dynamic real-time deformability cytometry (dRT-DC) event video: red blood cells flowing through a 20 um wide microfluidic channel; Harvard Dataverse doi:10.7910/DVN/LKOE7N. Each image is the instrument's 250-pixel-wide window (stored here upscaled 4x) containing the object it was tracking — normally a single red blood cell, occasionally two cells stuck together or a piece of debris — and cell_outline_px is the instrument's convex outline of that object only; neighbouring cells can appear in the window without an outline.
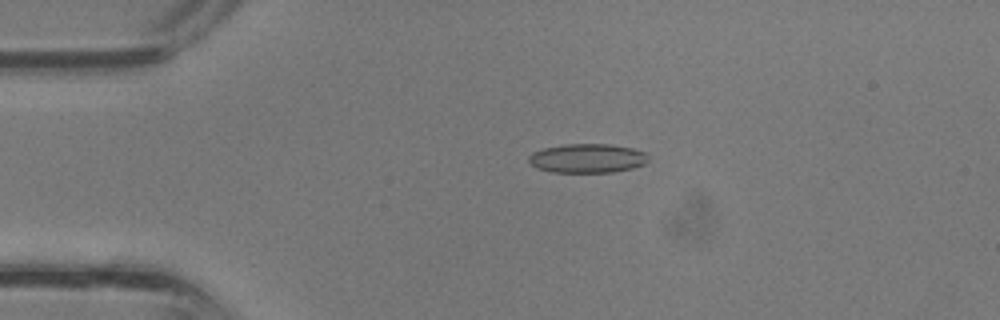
{"species": "common noctule bat (a hibernating species)", "species_latin": "Nyctalus noctula", "temperature_condition": "room temperature", "stored_images_in_passage": 33, "camera_frame_rate_fps": 3000, "um_per_image_px": 0.085, "animal": {"sex": "male", "body_mass_g": 13.3}, "frame": {"image": 1, "passage_image": 4, "time_ms": 1.0, "image_size_px": [1000, 320], "cell_outline_px": [[648, 160], [644, 164], [632, 168], [612, 172], [552, 172], [536, 168], [528, 160], [528, 156], [532, 152], [544, 148], [564, 144], [612, 144], [632, 148], [644, 152], [648, 156]], "centroid_in_image_um": [49.91, 13.45], "position_along_channel_um": 35.1, "area_um2": 20.29}}
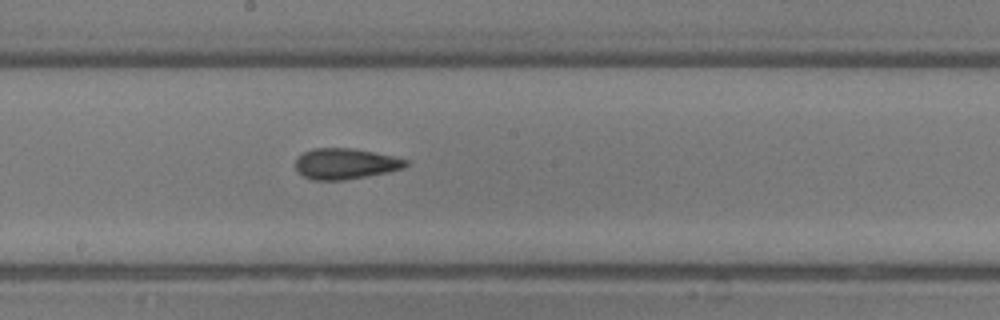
{"frame": {"image": 2, "passage_image": 16, "time_ms": 5.0, "image_size_px": [1000, 320], "cell_outline_px": [[408, 164], [404, 168], [388, 172], [344, 180], [312, 180], [296, 172], [296, 160], [304, 152], [312, 148], [352, 148], [392, 156], [408, 160]], "centroid_in_image_um": [29.34, 13.92], "position_along_channel_um": 218.9, "area_um2": 19.71}}
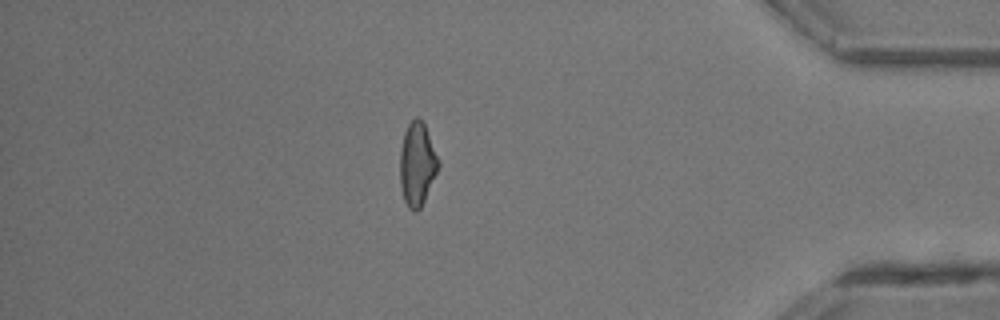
{"frame": {"image": 3, "passage_image": 28, "time_ms": 9.0, "image_size_px": [1000, 320], "cell_outline_px": [[440, 164], [424, 200], [420, 208], [416, 212], [412, 212], [408, 208], [404, 200], [400, 184], [400, 148], [404, 132], [408, 124], [416, 116], [424, 124], [440, 160]], "centroid_in_image_um": [35.45, 13.96], "position_along_channel_um": 399.8, "area_um2": 18.61}}